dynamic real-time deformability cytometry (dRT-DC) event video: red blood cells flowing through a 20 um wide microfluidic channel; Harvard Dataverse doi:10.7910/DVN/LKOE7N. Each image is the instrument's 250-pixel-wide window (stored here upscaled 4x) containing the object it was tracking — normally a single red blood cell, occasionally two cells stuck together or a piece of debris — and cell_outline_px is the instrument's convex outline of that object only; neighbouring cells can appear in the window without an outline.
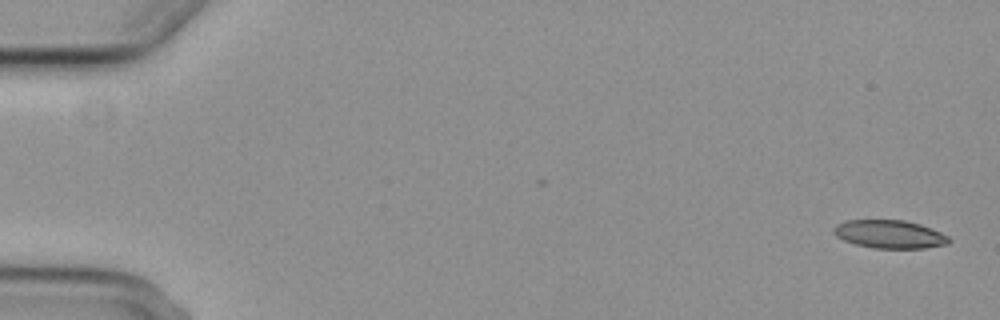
{"species": "common noctule bat (a hibernating species)", "species_latin": "Nyctalus noctula", "temperature_condition": "cold", "stored_images_in_passage": 5, "camera_frame_rate_fps": 3000, "um_per_image_px": 0.085, "animal": {"sex": "female", "body_mass_g": 29.2, "forearm_length_mm": 56.3}, "frame": {"image": 1, "passage_image": 1, "time_ms": 0.0, "image_size_px": [1000, 320], "cell_outline_px": [[952, 240], [948, 244], [924, 248], [872, 248], [856, 244], [844, 240], [836, 236], [832, 232], [832, 228], [836, 224], [844, 220], [904, 220], [920, 224], [940, 232], [948, 236]], "centroid_in_image_um": [75.59, 19.9], "position_along_channel_um": 9.4, "area_um2": 19.02}}
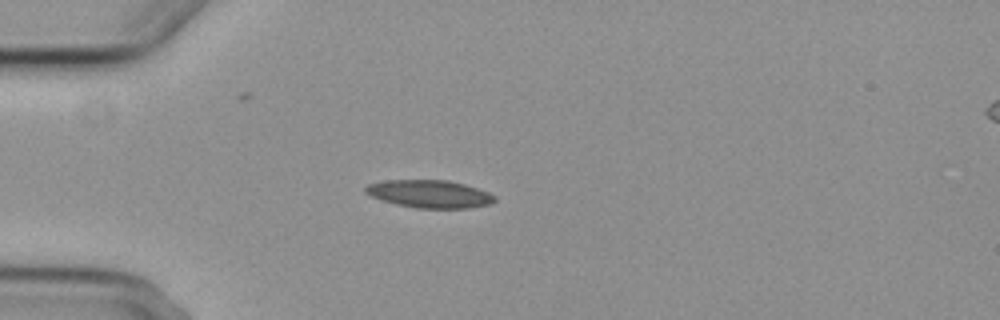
{"frame": {"image": 2, "passage_image": 5, "time_ms": 4.667, "image_size_px": [1000, 320], "cell_outline_px": [[496, 200], [492, 204], [468, 208], [416, 208], [396, 204], [380, 200], [364, 192], [364, 188], [368, 184], [384, 180], [448, 180], [464, 184], [488, 192], [496, 196]], "centroid_in_image_um": [36.51, 16.48], "position_along_channel_um": 48.5, "area_um2": 20.98}}